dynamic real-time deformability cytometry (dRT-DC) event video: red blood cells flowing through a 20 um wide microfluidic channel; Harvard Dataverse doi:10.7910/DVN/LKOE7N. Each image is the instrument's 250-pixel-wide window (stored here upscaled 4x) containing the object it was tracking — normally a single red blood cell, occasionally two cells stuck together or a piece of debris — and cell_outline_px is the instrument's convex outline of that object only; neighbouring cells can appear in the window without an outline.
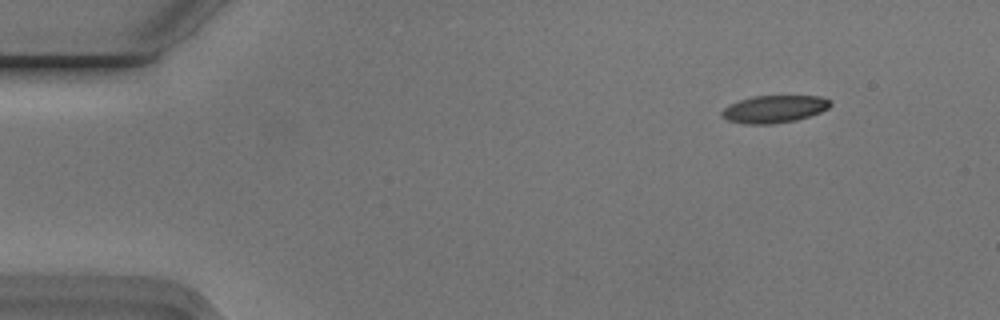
{"species": "Egyptian fruit bat (a non-hibernating species)", "species_latin": "Rousettus aegyptiacus", "temperature_condition": "cold", "stored_images_in_passage": 4, "camera_frame_rate_fps": 3000, "um_per_image_px": 0.085, "animal": {"sex": "male"}, "frame": {"image": 1, "passage_image": 1, "time_ms": 0.0, "image_size_px": [1000, 320], "cell_outline_px": [[832, 104], [828, 108], [820, 112], [796, 120], [772, 124], [748, 124], [728, 120], [720, 116], [720, 112], [728, 104], [752, 96], [824, 96], [832, 100]], "centroid_in_image_um": [65.81, 9.26], "position_along_channel_um": 19.2, "area_um2": 17.46}}